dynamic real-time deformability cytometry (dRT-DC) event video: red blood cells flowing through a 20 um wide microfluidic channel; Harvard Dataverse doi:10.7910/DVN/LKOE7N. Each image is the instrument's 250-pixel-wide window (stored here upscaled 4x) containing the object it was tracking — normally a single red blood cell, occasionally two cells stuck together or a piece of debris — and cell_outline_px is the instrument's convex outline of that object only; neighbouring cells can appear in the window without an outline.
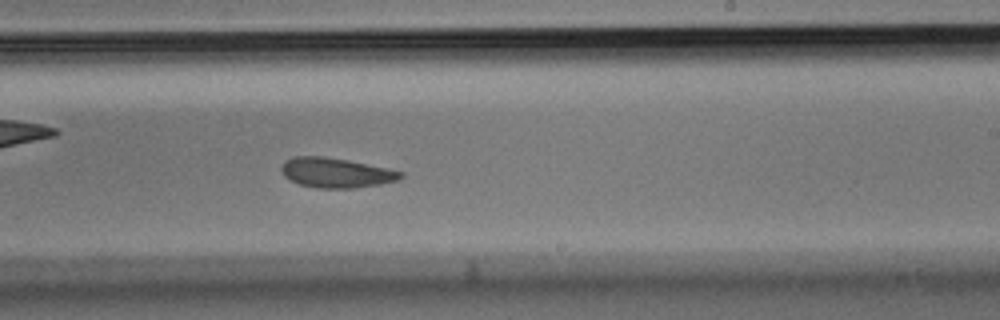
{"species": "Egyptian fruit bat (a non-hibernating species)", "species_latin": "Rousettus aegyptiacus", "temperature_condition": "room temperature", "stored_images_in_passage": 37, "camera_frame_rate_fps": 3000, "um_per_image_px": 0.085, "animal": {"sex": "male"}, "frame": {"image": 1, "passage_image": 22, "time_ms": 7.0, "image_size_px": [1000, 320], "cell_outline_px": [[404, 176], [400, 180], [380, 184], [356, 188], [316, 188], [300, 184], [288, 180], [284, 176], [280, 168], [284, 160], [292, 156], [324, 156], [348, 160], [404, 172]], "centroid_in_image_um": [28.53, 14.68], "position_along_channel_um": 260.5, "area_um2": 20.92}}
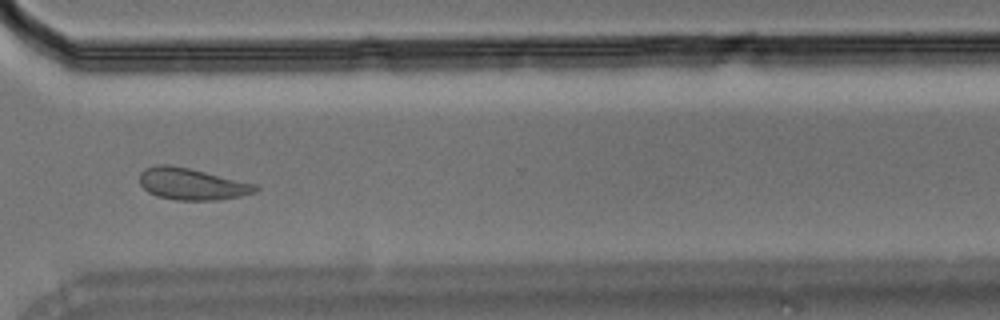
{"frame": {"image": 2, "passage_image": 27, "time_ms": 8.667, "image_size_px": [1000, 320], "cell_outline_px": [[260, 188], [256, 192], [240, 196], [216, 200], [176, 200], [156, 196], [148, 192], [140, 184], [140, 172], [144, 168], [156, 164], [168, 164], [188, 168], [256, 184]], "centroid_in_image_um": [16.28, 15.64], "position_along_channel_um": 354.3, "area_um2": 21.39}}